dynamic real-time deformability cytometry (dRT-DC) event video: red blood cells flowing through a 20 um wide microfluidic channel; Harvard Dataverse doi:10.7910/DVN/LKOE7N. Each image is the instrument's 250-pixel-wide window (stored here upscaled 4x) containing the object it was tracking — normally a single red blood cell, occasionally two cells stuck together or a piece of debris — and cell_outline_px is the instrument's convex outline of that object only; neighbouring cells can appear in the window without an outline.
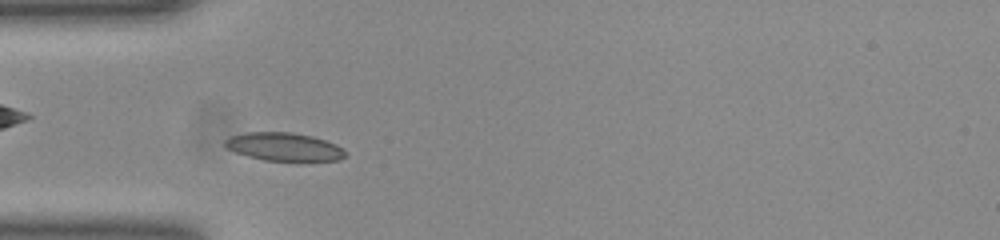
{"species": "common noctule bat (a hibernating species)", "species_latin": "Nyctalus noctula", "temperature_condition": "room temperature", "stored_images_in_passage": 39, "camera_frame_rate_fps": 3000, "um_per_image_px": 0.085, "animal": {"sex": "female", "body_mass_g": 23.0, "forearm_length_mm": 53.4}, "frame": {"image": 1, "passage_image": 3, "time_ms": 0.667, "image_size_px": [1000, 240], "cell_outline_px": [[348, 156], [340, 160], [264, 160], [248, 156], [236, 152], [228, 148], [224, 144], [224, 140], [228, 136], [248, 132], [292, 132], [312, 136], [336, 144], [344, 148], [348, 152]], "centroid_in_image_um": [24.18, 12.47], "position_along_channel_um": 60.8, "area_um2": 19.77}}
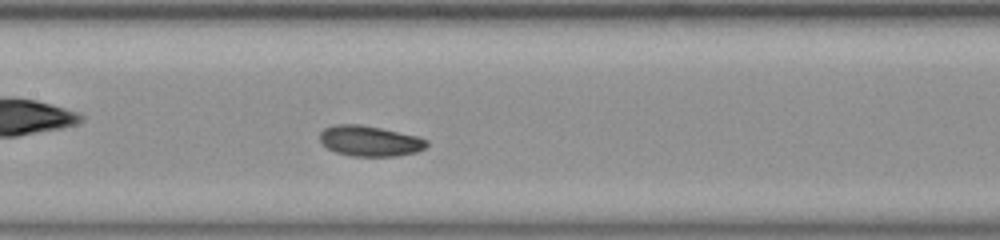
{"frame": {"image": 2, "passage_image": 12, "time_ms": 3.667, "image_size_px": [1000, 240], "cell_outline_px": [[428, 144], [424, 148], [416, 152], [396, 156], [352, 156], [336, 152], [320, 144], [320, 132], [324, 128], [332, 124], [360, 124], [380, 128], [416, 136], [428, 140]], "centroid_in_image_um": [31.39, 11.98], "position_along_channel_um": 176.0, "area_um2": 19.02}}
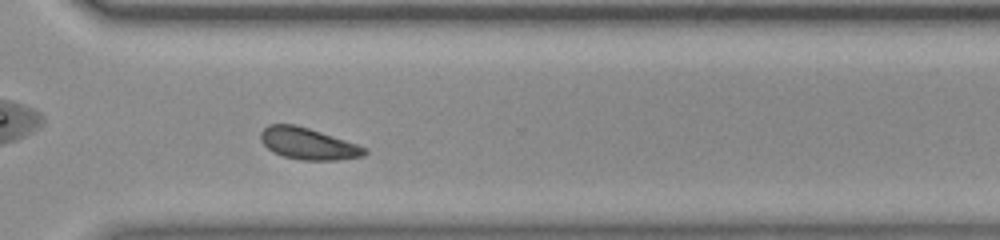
{"frame": {"image": 3, "passage_image": 25, "time_ms": 8.0, "image_size_px": [1000, 240], "cell_outline_px": [[368, 152], [364, 156], [340, 160], [300, 160], [284, 156], [272, 152], [260, 140], [260, 132], [268, 124], [296, 124], [368, 148]], "centroid_in_image_um": [26.18, 12.22], "position_along_channel_um": 344.4, "area_um2": 19.13}, "authors_computed_cell_mechanics": {"area_um2": 19.0162, "velocity_mm_per_s": 3.8931, "shape_relaxation_time_tau1_ms": 2.0639, "shape_relaxation_time_tau2_ms": 7.698, "deformation_change_tau1": 0.0626, "deformation_change_tau2": 0.1363}}